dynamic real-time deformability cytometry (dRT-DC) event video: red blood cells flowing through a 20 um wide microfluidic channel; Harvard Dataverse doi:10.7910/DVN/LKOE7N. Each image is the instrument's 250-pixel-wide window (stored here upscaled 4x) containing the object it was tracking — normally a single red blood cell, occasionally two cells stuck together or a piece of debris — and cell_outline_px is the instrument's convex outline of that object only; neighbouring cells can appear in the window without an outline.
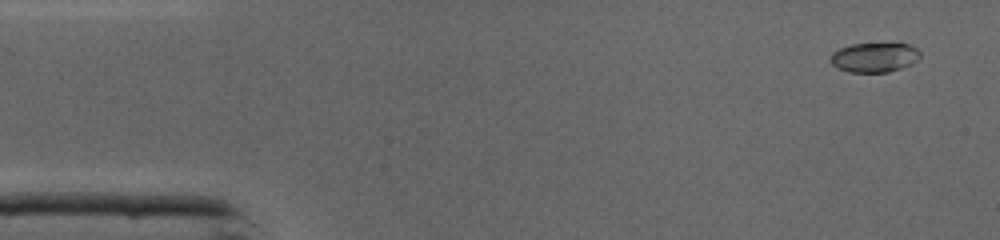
{"species": "common noctule bat (a hibernating species)", "species_latin": "Nyctalus noctula", "temperature_condition": "cold", "stored_images_in_passage": 46, "camera_frame_rate_fps": 3000, "um_per_image_px": 0.085, "animal": {"sex": "male", "body_mass_g": 19.0, "forearm_length_mm": 50.8}, "frame": {"image": 1, "passage_image": 3, "time_ms": 0.667, "image_size_px": [1000, 240], "cell_outline_px": [[920, 56], [912, 64], [888, 72], [848, 72], [832, 64], [828, 60], [832, 52], [840, 48], [852, 44], [908, 44], [916, 48], [920, 52]], "centroid_in_image_um": [74.3, 4.88], "position_along_channel_um": 10.7, "area_um2": 15.32}}
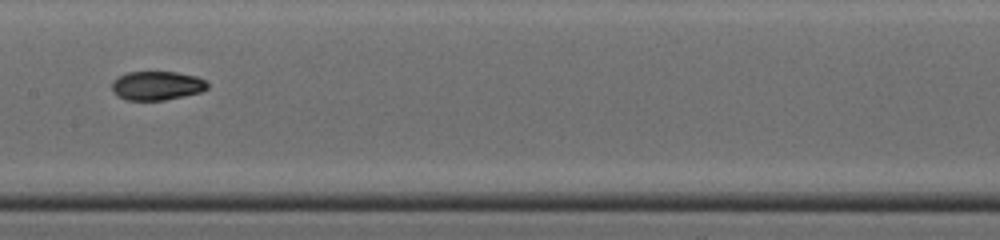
{"frame": {"image": 2, "passage_image": 23, "time_ms": 7.333, "image_size_px": [1000, 240], "cell_outline_px": [[208, 88], [200, 92], [184, 96], [164, 100], [128, 100], [120, 96], [112, 88], [112, 80], [128, 72], [176, 72], [196, 76], [204, 80], [208, 84]], "centroid_in_image_um": [13.36, 7.27], "position_along_channel_um": 194.0, "area_um2": 15.9}}
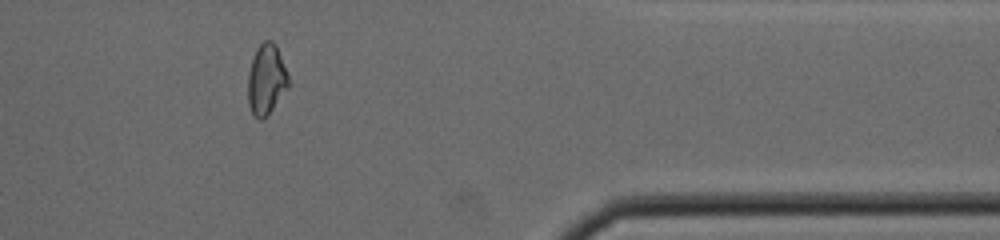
{"frame": {"image": 3, "passage_image": 38, "time_ms": 12.333, "image_size_px": [1000, 240], "cell_outline_px": [[288, 88], [272, 108], [260, 120], [252, 112], [248, 104], [248, 72], [256, 48], [264, 40], [272, 40], [276, 44], [288, 76]], "centroid_in_image_um": [22.62, 6.7], "position_along_channel_um": 388.8, "area_um2": 16.3}, "authors_computed_cell_mechanics": {"area_um2": 16.1551, "velocity_mm_per_s": 4.3827, "shape_relaxation_time_tau1_ms": 7.8032, "shape_relaxation_time_tau2_ms": 3.2538, "deformation_change_tau1": 0.2115, "deformation_change_tau2": 0.0638}}